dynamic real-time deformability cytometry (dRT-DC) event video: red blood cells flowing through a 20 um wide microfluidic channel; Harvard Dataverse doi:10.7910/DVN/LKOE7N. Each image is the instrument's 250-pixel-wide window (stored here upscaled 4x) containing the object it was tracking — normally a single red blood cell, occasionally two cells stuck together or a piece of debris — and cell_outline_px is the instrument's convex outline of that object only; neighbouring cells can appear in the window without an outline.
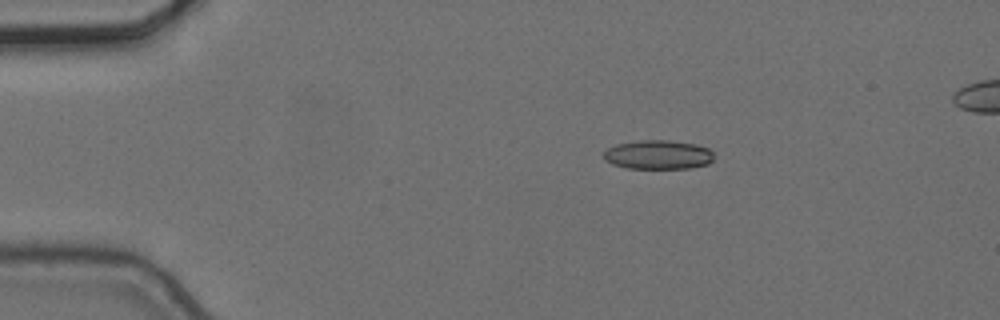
{"species": "common noctule bat (a hibernating species)", "species_latin": "Nyctalus noctula", "temperature_condition": "cold", "stored_images_in_passage": 5, "camera_frame_rate_fps": 3000, "um_per_image_px": 0.085, "animal": {"sex": "female", "body_mass_g": 24.6, "forearm_length_mm": 56.2}, "frame": {"image": 1, "passage_image": 3, "time_ms": 0.667, "image_size_px": [1000, 320], "cell_outline_px": [[712, 160], [708, 164], [692, 168], [628, 168], [612, 164], [604, 160], [604, 152], [608, 148], [616, 144], [640, 140], [668, 140], [696, 144], [708, 148], [712, 152]], "centroid_in_image_um": [55.93, 13.15], "position_along_channel_um": 29.1, "area_um2": 18.67}}